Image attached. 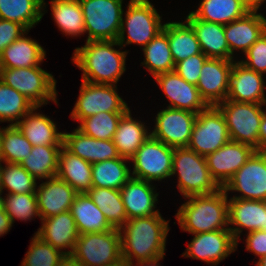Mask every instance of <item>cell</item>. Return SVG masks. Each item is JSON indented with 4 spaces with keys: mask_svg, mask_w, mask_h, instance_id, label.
I'll use <instances>...</instances> for the list:
<instances>
[{
    "mask_svg": "<svg viewBox=\"0 0 266 266\" xmlns=\"http://www.w3.org/2000/svg\"><path fill=\"white\" fill-rule=\"evenodd\" d=\"M169 221L161 214L132 218L119 229L121 257L128 266L164 258Z\"/></svg>",
    "mask_w": 266,
    "mask_h": 266,
    "instance_id": "obj_1",
    "label": "cell"
},
{
    "mask_svg": "<svg viewBox=\"0 0 266 266\" xmlns=\"http://www.w3.org/2000/svg\"><path fill=\"white\" fill-rule=\"evenodd\" d=\"M114 46L120 47L117 50ZM121 48L117 40L86 41L75 48L72 61L83 71L82 81L116 85L126 71L128 51Z\"/></svg>",
    "mask_w": 266,
    "mask_h": 266,
    "instance_id": "obj_2",
    "label": "cell"
},
{
    "mask_svg": "<svg viewBox=\"0 0 266 266\" xmlns=\"http://www.w3.org/2000/svg\"><path fill=\"white\" fill-rule=\"evenodd\" d=\"M186 199L175 214L182 231L199 234L229 229L228 194L222 188L216 193Z\"/></svg>",
    "mask_w": 266,
    "mask_h": 266,
    "instance_id": "obj_3",
    "label": "cell"
},
{
    "mask_svg": "<svg viewBox=\"0 0 266 266\" xmlns=\"http://www.w3.org/2000/svg\"><path fill=\"white\" fill-rule=\"evenodd\" d=\"M177 173V186L184 198L216 193L221 189L209 172L205 156L188 147L174 148L171 177Z\"/></svg>",
    "mask_w": 266,
    "mask_h": 266,
    "instance_id": "obj_4",
    "label": "cell"
},
{
    "mask_svg": "<svg viewBox=\"0 0 266 266\" xmlns=\"http://www.w3.org/2000/svg\"><path fill=\"white\" fill-rule=\"evenodd\" d=\"M0 80L28 98L36 107L57 101L56 80L40 66L0 68Z\"/></svg>",
    "mask_w": 266,
    "mask_h": 266,
    "instance_id": "obj_5",
    "label": "cell"
},
{
    "mask_svg": "<svg viewBox=\"0 0 266 266\" xmlns=\"http://www.w3.org/2000/svg\"><path fill=\"white\" fill-rule=\"evenodd\" d=\"M71 255L80 266H116L122 263L119 229L79 235Z\"/></svg>",
    "mask_w": 266,
    "mask_h": 266,
    "instance_id": "obj_6",
    "label": "cell"
},
{
    "mask_svg": "<svg viewBox=\"0 0 266 266\" xmlns=\"http://www.w3.org/2000/svg\"><path fill=\"white\" fill-rule=\"evenodd\" d=\"M263 106L266 104L231 100L216 105L224 116L231 141L249 145L259 151L260 122L265 112Z\"/></svg>",
    "mask_w": 266,
    "mask_h": 266,
    "instance_id": "obj_7",
    "label": "cell"
},
{
    "mask_svg": "<svg viewBox=\"0 0 266 266\" xmlns=\"http://www.w3.org/2000/svg\"><path fill=\"white\" fill-rule=\"evenodd\" d=\"M122 18L118 43L122 47L137 44L145 47L160 31L163 25L162 16L149 0H130ZM127 30V37L125 36ZM126 39V41H125Z\"/></svg>",
    "mask_w": 266,
    "mask_h": 266,
    "instance_id": "obj_8",
    "label": "cell"
},
{
    "mask_svg": "<svg viewBox=\"0 0 266 266\" xmlns=\"http://www.w3.org/2000/svg\"><path fill=\"white\" fill-rule=\"evenodd\" d=\"M86 41L117 40L123 18V0H79Z\"/></svg>",
    "mask_w": 266,
    "mask_h": 266,
    "instance_id": "obj_9",
    "label": "cell"
},
{
    "mask_svg": "<svg viewBox=\"0 0 266 266\" xmlns=\"http://www.w3.org/2000/svg\"><path fill=\"white\" fill-rule=\"evenodd\" d=\"M174 148L150 136L129 159L133 178L162 181L171 177Z\"/></svg>",
    "mask_w": 266,
    "mask_h": 266,
    "instance_id": "obj_10",
    "label": "cell"
},
{
    "mask_svg": "<svg viewBox=\"0 0 266 266\" xmlns=\"http://www.w3.org/2000/svg\"><path fill=\"white\" fill-rule=\"evenodd\" d=\"M116 90L117 85L82 81L71 119L79 122L100 112H127L130 108Z\"/></svg>",
    "mask_w": 266,
    "mask_h": 266,
    "instance_id": "obj_11",
    "label": "cell"
},
{
    "mask_svg": "<svg viewBox=\"0 0 266 266\" xmlns=\"http://www.w3.org/2000/svg\"><path fill=\"white\" fill-rule=\"evenodd\" d=\"M230 141L223 114L216 106H208L197 114L188 148L206 156Z\"/></svg>",
    "mask_w": 266,
    "mask_h": 266,
    "instance_id": "obj_12",
    "label": "cell"
},
{
    "mask_svg": "<svg viewBox=\"0 0 266 266\" xmlns=\"http://www.w3.org/2000/svg\"><path fill=\"white\" fill-rule=\"evenodd\" d=\"M222 189L240 193L231 198L266 201V151H255Z\"/></svg>",
    "mask_w": 266,
    "mask_h": 266,
    "instance_id": "obj_13",
    "label": "cell"
},
{
    "mask_svg": "<svg viewBox=\"0 0 266 266\" xmlns=\"http://www.w3.org/2000/svg\"><path fill=\"white\" fill-rule=\"evenodd\" d=\"M197 113L167 107L156 115L151 136L173 148L188 147Z\"/></svg>",
    "mask_w": 266,
    "mask_h": 266,
    "instance_id": "obj_14",
    "label": "cell"
},
{
    "mask_svg": "<svg viewBox=\"0 0 266 266\" xmlns=\"http://www.w3.org/2000/svg\"><path fill=\"white\" fill-rule=\"evenodd\" d=\"M193 235L182 257L202 260L215 266L237 250V241L229 229Z\"/></svg>",
    "mask_w": 266,
    "mask_h": 266,
    "instance_id": "obj_15",
    "label": "cell"
},
{
    "mask_svg": "<svg viewBox=\"0 0 266 266\" xmlns=\"http://www.w3.org/2000/svg\"><path fill=\"white\" fill-rule=\"evenodd\" d=\"M256 150L251 146L229 141L205 156L212 178L222 188Z\"/></svg>",
    "mask_w": 266,
    "mask_h": 266,
    "instance_id": "obj_16",
    "label": "cell"
},
{
    "mask_svg": "<svg viewBox=\"0 0 266 266\" xmlns=\"http://www.w3.org/2000/svg\"><path fill=\"white\" fill-rule=\"evenodd\" d=\"M265 77L263 74L246 68L239 61L233 63L228 75L226 100L266 104Z\"/></svg>",
    "mask_w": 266,
    "mask_h": 266,
    "instance_id": "obj_17",
    "label": "cell"
},
{
    "mask_svg": "<svg viewBox=\"0 0 266 266\" xmlns=\"http://www.w3.org/2000/svg\"><path fill=\"white\" fill-rule=\"evenodd\" d=\"M235 60L208 58L200 72L197 88L208 106H216L226 100L228 75Z\"/></svg>",
    "mask_w": 266,
    "mask_h": 266,
    "instance_id": "obj_18",
    "label": "cell"
},
{
    "mask_svg": "<svg viewBox=\"0 0 266 266\" xmlns=\"http://www.w3.org/2000/svg\"><path fill=\"white\" fill-rule=\"evenodd\" d=\"M154 79L168 98L169 108L188 110L198 114L208 107L201 98L197 86L186 82L175 70L159 74Z\"/></svg>",
    "mask_w": 266,
    "mask_h": 266,
    "instance_id": "obj_19",
    "label": "cell"
},
{
    "mask_svg": "<svg viewBox=\"0 0 266 266\" xmlns=\"http://www.w3.org/2000/svg\"><path fill=\"white\" fill-rule=\"evenodd\" d=\"M228 225L233 226L229 230L237 241V247L243 230L246 229L248 233L266 231V201L229 198Z\"/></svg>",
    "mask_w": 266,
    "mask_h": 266,
    "instance_id": "obj_20",
    "label": "cell"
},
{
    "mask_svg": "<svg viewBox=\"0 0 266 266\" xmlns=\"http://www.w3.org/2000/svg\"><path fill=\"white\" fill-rule=\"evenodd\" d=\"M35 193L40 220L69 211L77 194L73 187L57 176L42 181Z\"/></svg>",
    "mask_w": 266,
    "mask_h": 266,
    "instance_id": "obj_21",
    "label": "cell"
},
{
    "mask_svg": "<svg viewBox=\"0 0 266 266\" xmlns=\"http://www.w3.org/2000/svg\"><path fill=\"white\" fill-rule=\"evenodd\" d=\"M63 147L91 164L121 157L113 140L95 139L77 128L63 132Z\"/></svg>",
    "mask_w": 266,
    "mask_h": 266,
    "instance_id": "obj_22",
    "label": "cell"
},
{
    "mask_svg": "<svg viewBox=\"0 0 266 266\" xmlns=\"http://www.w3.org/2000/svg\"><path fill=\"white\" fill-rule=\"evenodd\" d=\"M151 182L131 177L120 189L127 218H139L160 214L155 210L158 193Z\"/></svg>",
    "mask_w": 266,
    "mask_h": 266,
    "instance_id": "obj_23",
    "label": "cell"
},
{
    "mask_svg": "<svg viewBox=\"0 0 266 266\" xmlns=\"http://www.w3.org/2000/svg\"><path fill=\"white\" fill-rule=\"evenodd\" d=\"M266 31V18L257 11H249L243 17L224 25V34L230 53H245Z\"/></svg>",
    "mask_w": 266,
    "mask_h": 266,
    "instance_id": "obj_24",
    "label": "cell"
},
{
    "mask_svg": "<svg viewBox=\"0 0 266 266\" xmlns=\"http://www.w3.org/2000/svg\"><path fill=\"white\" fill-rule=\"evenodd\" d=\"M41 223V227L35 234L62 253L72 254L79 233L70 210L49 218H43Z\"/></svg>",
    "mask_w": 266,
    "mask_h": 266,
    "instance_id": "obj_25",
    "label": "cell"
},
{
    "mask_svg": "<svg viewBox=\"0 0 266 266\" xmlns=\"http://www.w3.org/2000/svg\"><path fill=\"white\" fill-rule=\"evenodd\" d=\"M186 20L193 27L202 52L208 58L234 60L224 34V25L197 19L191 12Z\"/></svg>",
    "mask_w": 266,
    "mask_h": 266,
    "instance_id": "obj_26",
    "label": "cell"
},
{
    "mask_svg": "<svg viewBox=\"0 0 266 266\" xmlns=\"http://www.w3.org/2000/svg\"><path fill=\"white\" fill-rule=\"evenodd\" d=\"M33 108L16 124L32 146L63 145V132H58L56 123L49 116ZM35 112V113H34Z\"/></svg>",
    "mask_w": 266,
    "mask_h": 266,
    "instance_id": "obj_27",
    "label": "cell"
},
{
    "mask_svg": "<svg viewBox=\"0 0 266 266\" xmlns=\"http://www.w3.org/2000/svg\"><path fill=\"white\" fill-rule=\"evenodd\" d=\"M24 32L0 53V68H30L40 66L46 57L44 48Z\"/></svg>",
    "mask_w": 266,
    "mask_h": 266,
    "instance_id": "obj_28",
    "label": "cell"
},
{
    "mask_svg": "<svg viewBox=\"0 0 266 266\" xmlns=\"http://www.w3.org/2000/svg\"><path fill=\"white\" fill-rule=\"evenodd\" d=\"M70 212L75 220L79 235L100 233L112 230L100 208L94 204L87 193H77Z\"/></svg>",
    "mask_w": 266,
    "mask_h": 266,
    "instance_id": "obj_29",
    "label": "cell"
},
{
    "mask_svg": "<svg viewBox=\"0 0 266 266\" xmlns=\"http://www.w3.org/2000/svg\"><path fill=\"white\" fill-rule=\"evenodd\" d=\"M92 164L61 148L56 176L67 182L77 193H87L92 187Z\"/></svg>",
    "mask_w": 266,
    "mask_h": 266,
    "instance_id": "obj_30",
    "label": "cell"
},
{
    "mask_svg": "<svg viewBox=\"0 0 266 266\" xmlns=\"http://www.w3.org/2000/svg\"><path fill=\"white\" fill-rule=\"evenodd\" d=\"M129 109L118 124L113 142L121 157L130 159L138 148L151 136L150 130L140 120L133 119ZM149 131V132H148Z\"/></svg>",
    "mask_w": 266,
    "mask_h": 266,
    "instance_id": "obj_31",
    "label": "cell"
},
{
    "mask_svg": "<svg viewBox=\"0 0 266 266\" xmlns=\"http://www.w3.org/2000/svg\"><path fill=\"white\" fill-rule=\"evenodd\" d=\"M162 30L167 34L175 65L192 55L202 53L195 31L186 19L184 23H164Z\"/></svg>",
    "mask_w": 266,
    "mask_h": 266,
    "instance_id": "obj_32",
    "label": "cell"
},
{
    "mask_svg": "<svg viewBox=\"0 0 266 266\" xmlns=\"http://www.w3.org/2000/svg\"><path fill=\"white\" fill-rule=\"evenodd\" d=\"M130 160L124 157L92 164V187L120 190L132 177L127 166Z\"/></svg>",
    "mask_w": 266,
    "mask_h": 266,
    "instance_id": "obj_33",
    "label": "cell"
},
{
    "mask_svg": "<svg viewBox=\"0 0 266 266\" xmlns=\"http://www.w3.org/2000/svg\"><path fill=\"white\" fill-rule=\"evenodd\" d=\"M191 13L200 20L226 25L243 17L249 9L240 0H202Z\"/></svg>",
    "mask_w": 266,
    "mask_h": 266,
    "instance_id": "obj_34",
    "label": "cell"
},
{
    "mask_svg": "<svg viewBox=\"0 0 266 266\" xmlns=\"http://www.w3.org/2000/svg\"><path fill=\"white\" fill-rule=\"evenodd\" d=\"M63 145L33 146L28 157L20 164L36 180H47L56 176L59 153Z\"/></svg>",
    "mask_w": 266,
    "mask_h": 266,
    "instance_id": "obj_35",
    "label": "cell"
},
{
    "mask_svg": "<svg viewBox=\"0 0 266 266\" xmlns=\"http://www.w3.org/2000/svg\"><path fill=\"white\" fill-rule=\"evenodd\" d=\"M53 20L66 36L78 37L85 32V21L79 0H51Z\"/></svg>",
    "mask_w": 266,
    "mask_h": 266,
    "instance_id": "obj_36",
    "label": "cell"
},
{
    "mask_svg": "<svg viewBox=\"0 0 266 266\" xmlns=\"http://www.w3.org/2000/svg\"><path fill=\"white\" fill-rule=\"evenodd\" d=\"M141 49L145 57L141 64L148 69L153 77L175 70L167 34L163 30Z\"/></svg>",
    "mask_w": 266,
    "mask_h": 266,
    "instance_id": "obj_37",
    "label": "cell"
},
{
    "mask_svg": "<svg viewBox=\"0 0 266 266\" xmlns=\"http://www.w3.org/2000/svg\"><path fill=\"white\" fill-rule=\"evenodd\" d=\"M41 0H0V19L21 24L26 30L42 20Z\"/></svg>",
    "mask_w": 266,
    "mask_h": 266,
    "instance_id": "obj_38",
    "label": "cell"
},
{
    "mask_svg": "<svg viewBox=\"0 0 266 266\" xmlns=\"http://www.w3.org/2000/svg\"><path fill=\"white\" fill-rule=\"evenodd\" d=\"M87 194L113 228L120 229L128 220L120 190L91 187Z\"/></svg>",
    "mask_w": 266,
    "mask_h": 266,
    "instance_id": "obj_39",
    "label": "cell"
},
{
    "mask_svg": "<svg viewBox=\"0 0 266 266\" xmlns=\"http://www.w3.org/2000/svg\"><path fill=\"white\" fill-rule=\"evenodd\" d=\"M35 105L24 95L0 80V122L16 125Z\"/></svg>",
    "mask_w": 266,
    "mask_h": 266,
    "instance_id": "obj_40",
    "label": "cell"
},
{
    "mask_svg": "<svg viewBox=\"0 0 266 266\" xmlns=\"http://www.w3.org/2000/svg\"><path fill=\"white\" fill-rule=\"evenodd\" d=\"M0 143L3 163L21 164L33 148L16 125L0 128Z\"/></svg>",
    "mask_w": 266,
    "mask_h": 266,
    "instance_id": "obj_41",
    "label": "cell"
},
{
    "mask_svg": "<svg viewBox=\"0 0 266 266\" xmlns=\"http://www.w3.org/2000/svg\"><path fill=\"white\" fill-rule=\"evenodd\" d=\"M125 113L100 112L88 118L81 119L77 129L95 139L113 140L121 117Z\"/></svg>",
    "mask_w": 266,
    "mask_h": 266,
    "instance_id": "obj_42",
    "label": "cell"
},
{
    "mask_svg": "<svg viewBox=\"0 0 266 266\" xmlns=\"http://www.w3.org/2000/svg\"><path fill=\"white\" fill-rule=\"evenodd\" d=\"M36 181L20 164L5 162V166H2V184L7 194L35 193Z\"/></svg>",
    "mask_w": 266,
    "mask_h": 266,
    "instance_id": "obj_43",
    "label": "cell"
},
{
    "mask_svg": "<svg viewBox=\"0 0 266 266\" xmlns=\"http://www.w3.org/2000/svg\"><path fill=\"white\" fill-rule=\"evenodd\" d=\"M5 197V211L12 223L15 219L21 221L33 220L34 216L40 218L36 193H10ZM33 217V218H32Z\"/></svg>",
    "mask_w": 266,
    "mask_h": 266,
    "instance_id": "obj_44",
    "label": "cell"
},
{
    "mask_svg": "<svg viewBox=\"0 0 266 266\" xmlns=\"http://www.w3.org/2000/svg\"><path fill=\"white\" fill-rule=\"evenodd\" d=\"M21 266H55L64 253L42 240L35 233Z\"/></svg>",
    "mask_w": 266,
    "mask_h": 266,
    "instance_id": "obj_45",
    "label": "cell"
},
{
    "mask_svg": "<svg viewBox=\"0 0 266 266\" xmlns=\"http://www.w3.org/2000/svg\"><path fill=\"white\" fill-rule=\"evenodd\" d=\"M245 60H240L246 68L265 75L266 73V31L244 53Z\"/></svg>",
    "mask_w": 266,
    "mask_h": 266,
    "instance_id": "obj_46",
    "label": "cell"
},
{
    "mask_svg": "<svg viewBox=\"0 0 266 266\" xmlns=\"http://www.w3.org/2000/svg\"><path fill=\"white\" fill-rule=\"evenodd\" d=\"M208 57L202 52L175 65V71L189 84L197 86L201 69Z\"/></svg>",
    "mask_w": 266,
    "mask_h": 266,
    "instance_id": "obj_47",
    "label": "cell"
},
{
    "mask_svg": "<svg viewBox=\"0 0 266 266\" xmlns=\"http://www.w3.org/2000/svg\"><path fill=\"white\" fill-rule=\"evenodd\" d=\"M26 31L19 23L0 19V53Z\"/></svg>",
    "mask_w": 266,
    "mask_h": 266,
    "instance_id": "obj_48",
    "label": "cell"
},
{
    "mask_svg": "<svg viewBox=\"0 0 266 266\" xmlns=\"http://www.w3.org/2000/svg\"><path fill=\"white\" fill-rule=\"evenodd\" d=\"M245 239L246 250L254 253L258 258L266 255V231L256 230L247 233Z\"/></svg>",
    "mask_w": 266,
    "mask_h": 266,
    "instance_id": "obj_49",
    "label": "cell"
},
{
    "mask_svg": "<svg viewBox=\"0 0 266 266\" xmlns=\"http://www.w3.org/2000/svg\"><path fill=\"white\" fill-rule=\"evenodd\" d=\"M259 151H266V111L263 113L260 122Z\"/></svg>",
    "mask_w": 266,
    "mask_h": 266,
    "instance_id": "obj_50",
    "label": "cell"
},
{
    "mask_svg": "<svg viewBox=\"0 0 266 266\" xmlns=\"http://www.w3.org/2000/svg\"><path fill=\"white\" fill-rule=\"evenodd\" d=\"M13 223L6 213V211H0V236L7 234L10 231Z\"/></svg>",
    "mask_w": 266,
    "mask_h": 266,
    "instance_id": "obj_51",
    "label": "cell"
},
{
    "mask_svg": "<svg viewBox=\"0 0 266 266\" xmlns=\"http://www.w3.org/2000/svg\"><path fill=\"white\" fill-rule=\"evenodd\" d=\"M55 266H80L71 254H64Z\"/></svg>",
    "mask_w": 266,
    "mask_h": 266,
    "instance_id": "obj_52",
    "label": "cell"
},
{
    "mask_svg": "<svg viewBox=\"0 0 266 266\" xmlns=\"http://www.w3.org/2000/svg\"><path fill=\"white\" fill-rule=\"evenodd\" d=\"M249 11H258L266 0H240Z\"/></svg>",
    "mask_w": 266,
    "mask_h": 266,
    "instance_id": "obj_53",
    "label": "cell"
},
{
    "mask_svg": "<svg viewBox=\"0 0 266 266\" xmlns=\"http://www.w3.org/2000/svg\"><path fill=\"white\" fill-rule=\"evenodd\" d=\"M163 258L161 259H157V260H153V261H146V262H137V263H133L129 266H161L159 265V261L162 260Z\"/></svg>",
    "mask_w": 266,
    "mask_h": 266,
    "instance_id": "obj_54",
    "label": "cell"
},
{
    "mask_svg": "<svg viewBox=\"0 0 266 266\" xmlns=\"http://www.w3.org/2000/svg\"><path fill=\"white\" fill-rule=\"evenodd\" d=\"M257 266H266V255L262 258H260L257 263H256Z\"/></svg>",
    "mask_w": 266,
    "mask_h": 266,
    "instance_id": "obj_55",
    "label": "cell"
},
{
    "mask_svg": "<svg viewBox=\"0 0 266 266\" xmlns=\"http://www.w3.org/2000/svg\"><path fill=\"white\" fill-rule=\"evenodd\" d=\"M3 184H2V163H0V194H3Z\"/></svg>",
    "mask_w": 266,
    "mask_h": 266,
    "instance_id": "obj_56",
    "label": "cell"
},
{
    "mask_svg": "<svg viewBox=\"0 0 266 266\" xmlns=\"http://www.w3.org/2000/svg\"><path fill=\"white\" fill-rule=\"evenodd\" d=\"M4 203H5V198L2 196V194H0V211L5 210Z\"/></svg>",
    "mask_w": 266,
    "mask_h": 266,
    "instance_id": "obj_57",
    "label": "cell"
},
{
    "mask_svg": "<svg viewBox=\"0 0 266 266\" xmlns=\"http://www.w3.org/2000/svg\"><path fill=\"white\" fill-rule=\"evenodd\" d=\"M41 2H42V12H44V13H42V16H44V14H45V8H46V3H45V0H41Z\"/></svg>",
    "mask_w": 266,
    "mask_h": 266,
    "instance_id": "obj_58",
    "label": "cell"
},
{
    "mask_svg": "<svg viewBox=\"0 0 266 266\" xmlns=\"http://www.w3.org/2000/svg\"><path fill=\"white\" fill-rule=\"evenodd\" d=\"M3 163V159H2V156H1V143H0V163Z\"/></svg>",
    "mask_w": 266,
    "mask_h": 266,
    "instance_id": "obj_59",
    "label": "cell"
},
{
    "mask_svg": "<svg viewBox=\"0 0 266 266\" xmlns=\"http://www.w3.org/2000/svg\"><path fill=\"white\" fill-rule=\"evenodd\" d=\"M116 266H128V265L125 262H122V263H120V264H118Z\"/></svg>",
    "mask_w": 266,
    "mask_h": 266,
    "instance_id": "obj_60",
    "label": "cell"
}]
</instances>
